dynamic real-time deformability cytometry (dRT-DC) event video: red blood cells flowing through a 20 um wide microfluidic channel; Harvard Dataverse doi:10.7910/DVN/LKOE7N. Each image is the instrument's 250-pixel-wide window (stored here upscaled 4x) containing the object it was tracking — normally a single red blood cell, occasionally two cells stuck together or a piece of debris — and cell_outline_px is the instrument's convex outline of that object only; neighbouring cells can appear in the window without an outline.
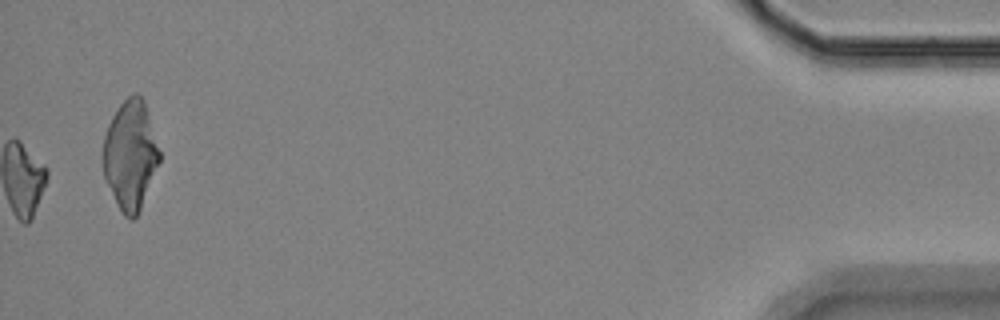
{"species": "Egyptian fruit bat (a non-hibernating species)", "species_latin": "Rousettus aegyptiacus", "temperature_condition": "room temperature", "stored_images_in_passage": 45, "camera_frame_rate_fps": 3000, "um_per_image_px": 0.085, "animal": {"sex": "female"}, "frame": {"image": 1, "passage_image": 45, "time_ms": 14.667, "image_size_px": [1000, 320], "cell_outline_px": [[160, 160], [140, 208], [136, 216], [132, 220], [124, 216], [120, 212], [104, 176], [100, 160], [100, 156], [104, 136], [108, 124], [112, 116], [120, 104], [132, 92], [136, 92], [144, 100], [160, 152]], "centroid_in_image_um": [11.03, 13.16], "position_along_channel_um": 424.2, "area_um2": 36.01}, "authors_computed_cell_mechanics": {"area_um2": 20.0566, "velocity_mm_per_s": 3.5308, "shape_relaxation_time_tau1_ms": 7.0673, "shape_relaxation_time_tau2_ms": null, "deformation_change_tau1": 0.1871, "deformation_change_tau2": null}}